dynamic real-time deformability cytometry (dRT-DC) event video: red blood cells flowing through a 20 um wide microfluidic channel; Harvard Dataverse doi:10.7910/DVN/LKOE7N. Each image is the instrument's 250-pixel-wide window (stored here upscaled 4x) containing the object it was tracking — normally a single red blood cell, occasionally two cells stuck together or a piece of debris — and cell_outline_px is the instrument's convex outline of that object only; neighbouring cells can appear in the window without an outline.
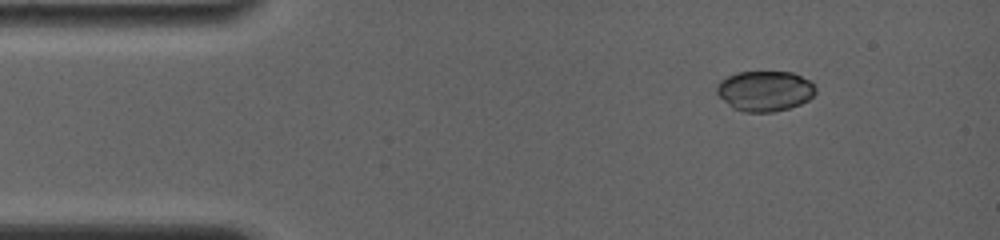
{"species": "common noctule bat (a hibernating species)", "species_latin": "Nyctalus noctula", "temperature_condition": "room temperature", "stored_images_in_passage": 4, "camera_frame_rate_fps": 4000, "um_per_image_px": 0.085, "animal": {"sex": "female", "body_mass_g": 19.0, "forearm_length_mm": 56.7}, "frame": {"image": 1, "passage_image": 1, "time_ms": 0.0, "image_size_px": [1000, 240], "cell_outline_px": [[816, 92], [808, 100], [800, 104], [788, 108], [772, 112], [744, 112], [732, 108], [716, 92], [716, 84], [720, 80], [736, 72], [792, 72], [808, 80], [816, 88]], "centroid_in_image_um": [64.98, 7.73], "position_along_channel_um": 20.0, "area_um2": 23.18}}